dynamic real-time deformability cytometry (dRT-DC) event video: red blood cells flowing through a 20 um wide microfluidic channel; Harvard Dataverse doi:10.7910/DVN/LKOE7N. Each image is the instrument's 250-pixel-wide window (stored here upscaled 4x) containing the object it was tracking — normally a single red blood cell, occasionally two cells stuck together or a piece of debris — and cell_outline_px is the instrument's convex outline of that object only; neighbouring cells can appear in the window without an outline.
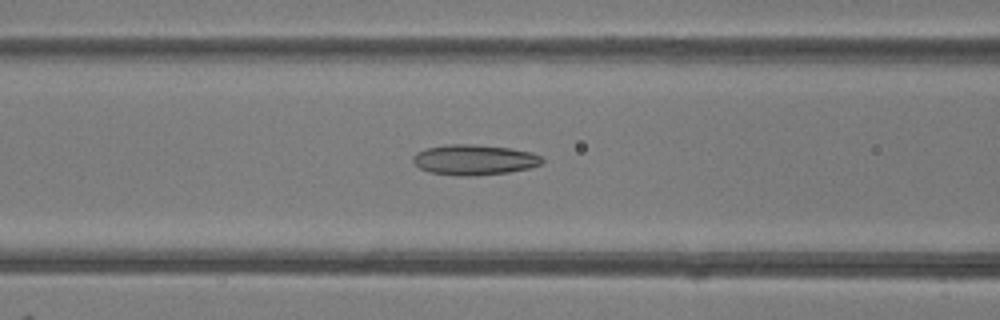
{"species": "common noctule bat (a hibernating species)", "species_latin": "Nyctalus noctula", "temperature_condition": "room temperature", "stored_images_in_passage": 44, "camera_frame_rate_fps": 3000, "um_per_image_px": 0.085, "animal": {"sex": "female"}, "frame": {"image": 1, "passage_image": 15, "time_ms": 4.667, "image_size_px": [1000, 320], "cell_outline_px": [[544, 164], [528, 168], [508, 172], [476, 176], [456, 176], [428, 172], [420, 168], [412, 160], [412, 156], [416, 152], [424, 148], [448, 144], [476, 144], [512, 148], [532, 152], [540, 156], [544, 160]], "centroid_in_image_um": [40.3, 13.58], "position_along_channel_um": 126.3, "area_um2": 23.24}}
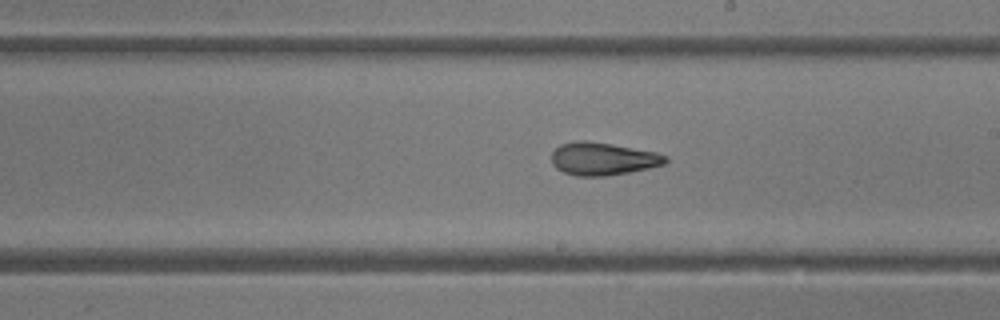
{"frame": {"image": 2, "passage_image": 23, "time_ms": 7.333, "image_size_px": [1000, 320], "cell_outline_px": [[668, 160], [664, 164], [648, 168], [628, 172], [604, 176], [576, 176], [564, 172], [556, 168], [552, 164], [552, 152], [560, 144], [576, 140], [588, 140], [612, 144], [656, 152], [668, 156]], "centroid_in_image_um": [51.22, 13.49], "position_along_channel_um": 237.8, "area_um2": 21.79}}
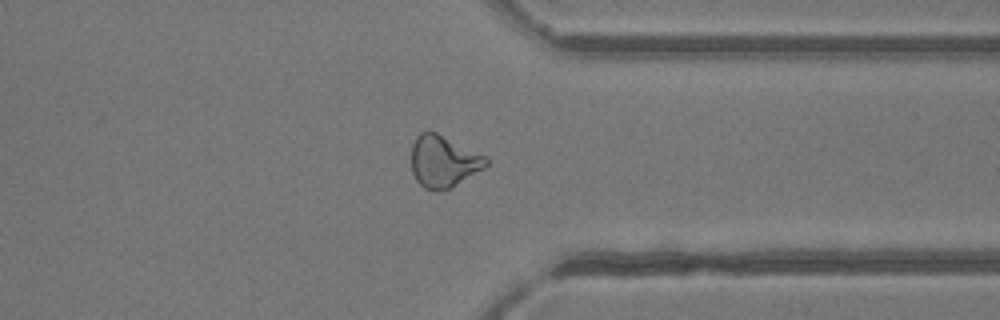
{"frame": {"image": 3, "passage_image": 33, "time_ms": 10.667, "image_size_px": [1000, 320], "cell_outline_px": [[488, 164], [484, 168], [452, 188], [440, 192], [424, 188], [416, 180], [412, 172], [412, 144], [416, 136], [420, 132], [428, 128], [488, 156]], "centroid_in_image_um": [37.7, 13.7], "position_along_channel_um": 373.7, "area_um2": 23.12}, "authors_computed_cell_mechanics": {"area_um2": 22.8599, "velocity_mm_per_s": 4.1785, "shape_relaxation_time_tau1_ms": 8.0623, "shape_relaxation_time_tau2_ms": 2.7642, "deformation_change_tau1": 0.2218, "deformation_change_tau2": 0.1081}}